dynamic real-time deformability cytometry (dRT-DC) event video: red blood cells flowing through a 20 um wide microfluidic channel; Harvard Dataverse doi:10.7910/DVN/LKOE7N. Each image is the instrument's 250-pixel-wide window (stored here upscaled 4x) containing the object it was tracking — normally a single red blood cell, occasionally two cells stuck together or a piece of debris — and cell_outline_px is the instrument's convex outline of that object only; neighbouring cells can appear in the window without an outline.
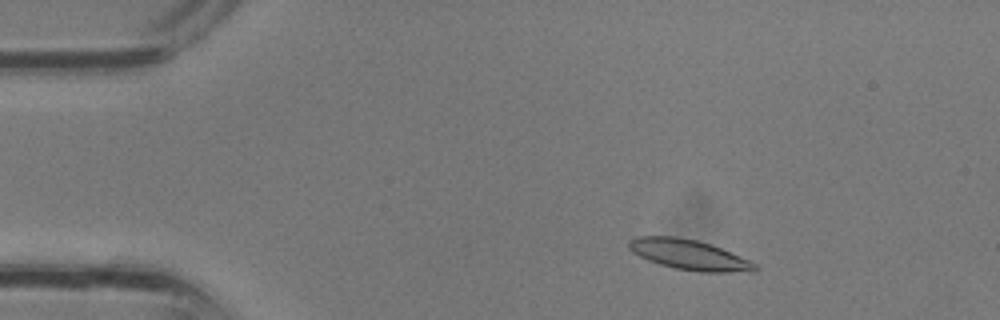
{"species": "common noctule bat (a hibernating species)", "species_latin": "Nyctalus noctula", "temperature_condition": "room temperature", "stored_images_in_passage": 13, "camera_frame_rate_fps": 3000, "um_per_image_px": 0.085, "animal": {"sex": "male", "body_mass_g": 13.3}, "frame": {"image": 1, "passage_image": 2, "time_ms": 0.333, "image_size_px": [1000, 320], "cell_outline_px": [[760, 268], [756, 272], [696, 272], [676, 268], [660, 264], [648, 260], [632, 252], [628, 248], [628, 240], [636, 236], [676, 236], [696, 240], [712, 244], [748, 260], [756, 264]], "centroid_in_image_um": [58.57, 21.65], "position_along_channel_um": 26.4, "area_um2": 22.31}}
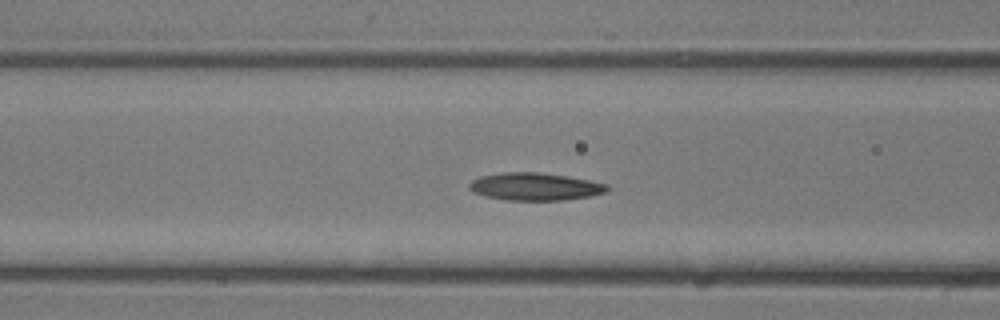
{"frame": {"image": 2, "passage_image": 10, "time_ms": 3.0, "image_size_px": [1000, 320], "cell_outline_px": [[608, 188], [604, 192], [588, 196], [564, 200], [504, 200], [484, 196], [472, 192], [468, 188], [468, 184], [472, 180], [480, 176], [504, 172], [540, 172], [568, 176], [608, 184]], "centroid_in_image_um": [45.41, 15.86], "position_along_channel_um": 121.2, "area_um2": 22.2}}
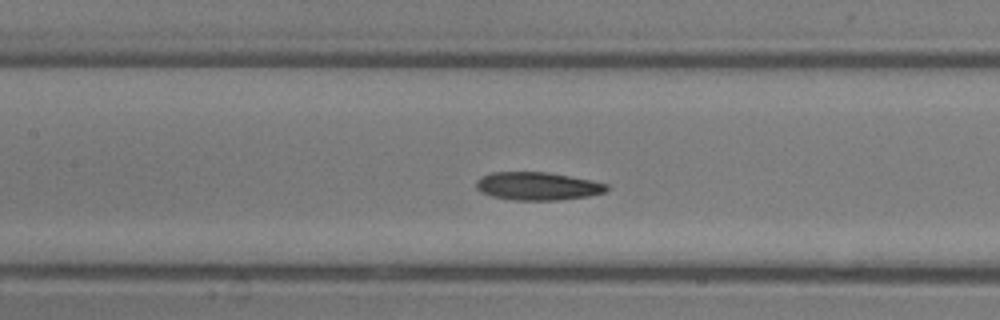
{"frame": {"image": 3, "passage_image": 12, "time_ms": 3.667, "image_size_px": [1000, 320], "cell_outline_px": [[608, 188], [604, 192], [588, 196], [556, 200], [516, 200], [492, 196], [480, 192], [476, 188], [476, 180], [480, 176], [492, 172], [548, 172], [608, 184]], "centroid_in_image_um": [45.63, 15.82], "position_along_channel_um": 161.8, "area_um2": 21.15}}